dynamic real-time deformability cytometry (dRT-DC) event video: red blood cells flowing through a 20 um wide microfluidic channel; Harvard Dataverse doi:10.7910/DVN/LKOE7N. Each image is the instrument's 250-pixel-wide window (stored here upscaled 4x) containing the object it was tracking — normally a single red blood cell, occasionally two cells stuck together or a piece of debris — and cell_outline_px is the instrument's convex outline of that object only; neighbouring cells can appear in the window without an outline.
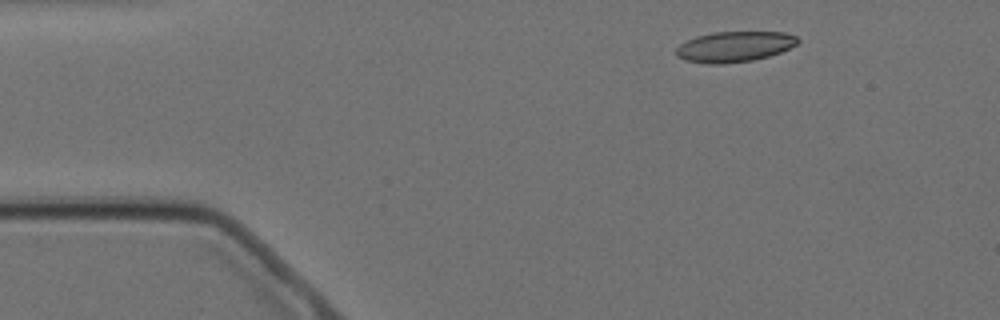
{"species": "Egyptian fruit bat (a non-hibernating species)", "species_latin": "Rousettus aegyptiacus", "temperature_condition": "cold", "stored_images_in_passage": 14, "camera_frame_rate_fps": 3000, "um_per_image_px": 0.085, "animal": {"sex": "female"}, "frame": {"image": 1, "passage_image": 2, "time_ms": 1.333, "image_size_px": [1000, 320], "cell_outline_px": [[800, 40], [796, 44], [780, 52], [768, 56], [752, 60], [724, 64], [708, 64], [684, 60], [676, 56], [676, 48], [680, 44], [696, 36], [712, 32], [784, 32], [796, 36]], "centroid_in_image_um": [62.4, 3.97], "position_along_channel_um": 22.6, "area_um2": 21.62}}
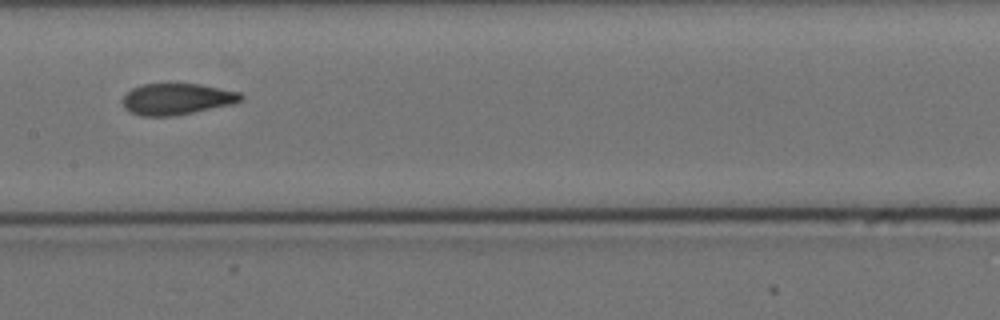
{"frame": {"image": 2, "passage_image": 7, "time_ms": 8.0, "image_size_px": [1000, 320], "cell_outline_px": [[244, 100], [232, 104], [172, 116], [140, 116], [124, 108], [120, 100], [132, 88], [140, 84], [200, 84], [240, 92], [244, 96]], "centroid_in_image_um": [15.02, 8.41], "position_along_channel_um": 192.4, "area_um2": 21.62}}
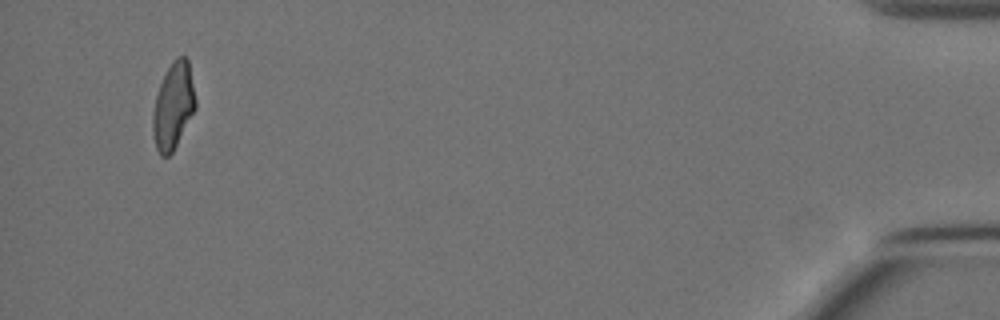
{"frame": {"image": 3, "passage_image": 14, "time_ms": 17.0, "image_size_px": [1000, 320], "cell_outline_px": [[196, 108], [172, 152], [168, 156], [160, 156], [156, 148], [152, 132], [152, 112], [156, 96], [160, 84], [172, 60], [176, 56], [188, 56], [196, 100]], "centroid_in_image_um": [14.73, 8.98], "position_along_channel_um": 420.5, "area_um2": 21.56}, "authors_computed_cell_mechanics": {"area_um2": 22.1085, "velocity_mm_per_s": 3.4885, "shape_relaxation_time_tau1_ms": 9.0367, "shape_relaxation_time_tau2_ms": 1.097, "deformation_change_tau1": 0.1576, "deformation_change_tau2": 0.0451}}